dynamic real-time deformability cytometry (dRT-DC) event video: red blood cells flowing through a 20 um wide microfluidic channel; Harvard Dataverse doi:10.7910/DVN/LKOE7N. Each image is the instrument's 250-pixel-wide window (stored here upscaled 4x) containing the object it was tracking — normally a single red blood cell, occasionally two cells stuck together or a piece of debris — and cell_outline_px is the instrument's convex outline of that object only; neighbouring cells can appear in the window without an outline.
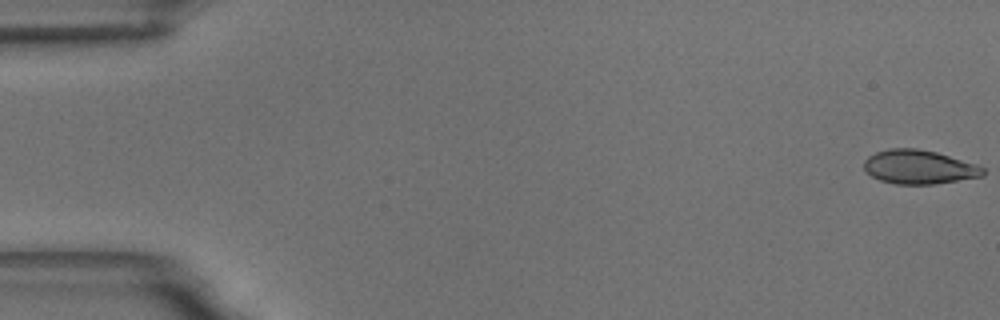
{"species": "common noctule bat (a hibernating species)", "species_latin": "Nyctalus noctula", "temperature_condition": "room temperature", "stored_images_in_passage": 7, "camera_frame_rate_fps": 3000, "um_per_image_px": 0.085, "animal": {"sex": "male", "body_mass_g": 18.8}, "frame": {"image": 1, "passage_image": 1, "time_ms": 0.0, "image_size_px": [1000, 320], "cell_outline_px": [[984, 176], [936, 184], [896, 184], [880, 180], [872, 176], [864, 168], [864, 160], [868, 156], [876, 152], [888, 148], [916, 148], [936, 152], [976, 164], [984, 168]], "centroid_in_image_um": [78.12, 14.19], "position_along_channel_um": 6.9, "area_um2": 23.52}}